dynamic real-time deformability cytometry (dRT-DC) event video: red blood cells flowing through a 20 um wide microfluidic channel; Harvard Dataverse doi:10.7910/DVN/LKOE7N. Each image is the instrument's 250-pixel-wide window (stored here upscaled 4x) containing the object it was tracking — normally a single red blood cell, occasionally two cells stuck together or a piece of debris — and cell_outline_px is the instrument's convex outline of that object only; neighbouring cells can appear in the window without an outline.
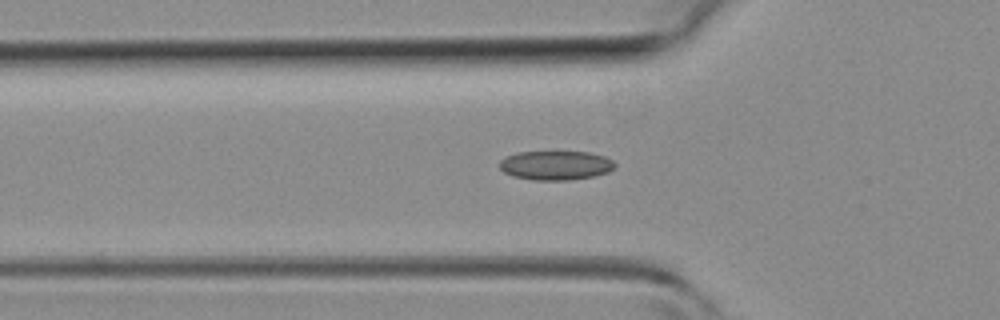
{"species": "common noctule bat (a hibernating species)", "species_latin": "Nyctalus noctula", "temperature_condition": "room temperature", "stored_images_in_passage": 31, "camera_frame_rate_fps": 3000, "um_per_image_px": 0.085, "animal": {"sex": "female", "body_mass_g": 19.3, "forearm_length_mm": 54.1}, "frame": {"image": 1, "passage_image": 6, "time_ms": 1.667, "image_size_px": [1000, 320], "cell_outline_px": [[616, 168], [608, 172], [596, 176], [568, 180], [532, 180], [512, 176], [504, 172], [500, 168], [500, 160], [508, 156], [520, 152], [588, 152], [604, 156], [612, 160], [616, 164]], "centroid_in_image_um": [47.27, 14.06], "position_along_channel_um": 78.5, "area_um2": 19.65}}
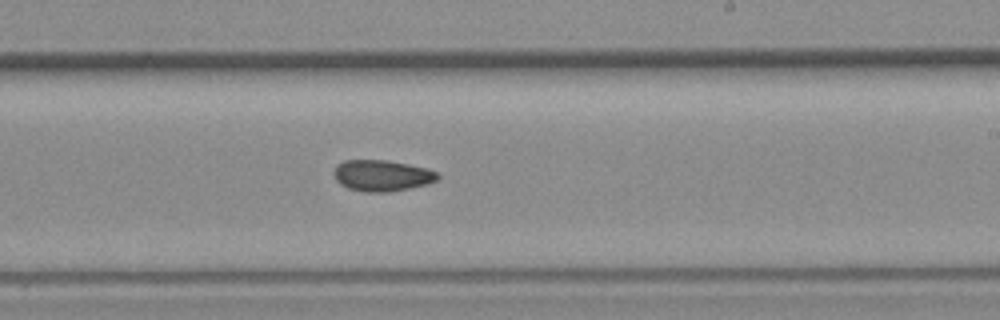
{"frame": {"image": 2, "passage_image": 17, "time_ms": 5.333, "image_size_px": [1000, 320], "cell_outline_px": [[440, 176], [436, 180], [428, 184], [388, 192], [364, 192], [348, 188], [340, 184], [336, 180], [332, 172], [336, 164], [344, 160], [388, 160], [428, 168], [436, 172]], "centroid_in_image_um": [32.43, 14.91], "position_along_channel_um": 256.6, "area_um2": 19.02}}
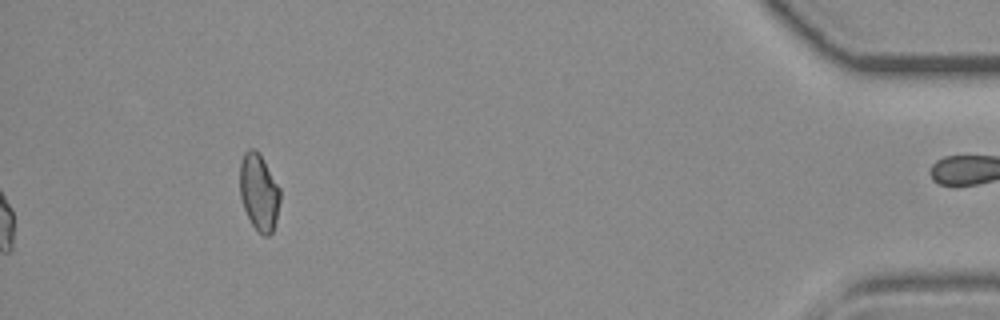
{"frame": {"image": 3, "passage_image": 31, "time_ms": 10.0, "image_size_px": [1000, 320], "cell_outline_px": [[280, 200], [276, 220], [272, 232], [268, 236], [264, 236], [256, 232], [244, 208], [240, 196], [240, 160], [244, 152], [248, 148], [256, 148], [260, 152], [280, 188]], "centroid_in_image_um": [22.01, 16.3], "position_along_channel_um": 413.2, "area_um2": 18.32}}